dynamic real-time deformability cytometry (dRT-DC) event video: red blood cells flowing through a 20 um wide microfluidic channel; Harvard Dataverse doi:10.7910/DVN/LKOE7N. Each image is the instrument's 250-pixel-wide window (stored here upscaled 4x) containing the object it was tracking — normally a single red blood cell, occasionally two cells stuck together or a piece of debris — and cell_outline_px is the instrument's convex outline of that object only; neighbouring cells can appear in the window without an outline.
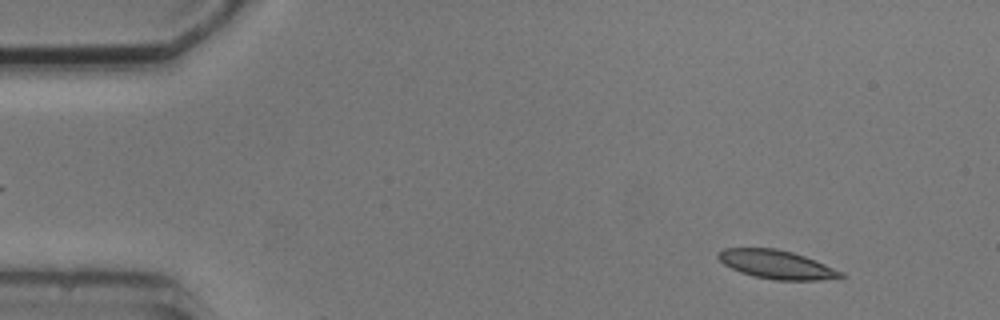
{"species": "common noctule bat (a hibernating species)", "species_latin": "Nyctalus noctula", "temperature_condition": "cold", "stored_images_in_passage": 2, "camera_frame_rate_fps": 3000, "um_per_image_px": 0.085, "animal": {"sex": "male", "body_mass_g": 20.5, "forearm_length_mm": 52.5}, "frame": {"image": 1, "passage_image": 1, "time_ms": 0.0, "image_size_px": [1000, 320], "cell_outline_px": [[848, 276], [820, 280], [776, 280], [752, 276], [740, 272], [724, 264], [716, 256], [716, 252], [724, 248], [776, 248], [792, 252], [804, 256], [844, 272]], "centroid_in_image_um": [66.0, 22.48], "position_along_channel_um": 19.0, "area_um2": 20.46}}